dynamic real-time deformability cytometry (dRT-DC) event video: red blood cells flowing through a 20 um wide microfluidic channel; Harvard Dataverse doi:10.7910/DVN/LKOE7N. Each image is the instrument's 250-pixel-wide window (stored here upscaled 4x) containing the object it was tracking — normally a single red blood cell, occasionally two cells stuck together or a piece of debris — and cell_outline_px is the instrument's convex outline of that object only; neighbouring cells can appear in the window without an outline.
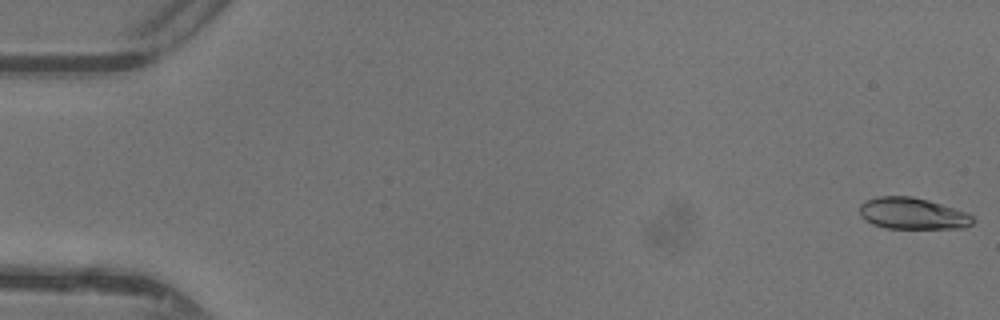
{"species": "common noctule bat (a hibernating species)", "species_latin": "Nyctalus noctula", "temperature_condition": "warm", "stored_images_in_passage": 47, "camera_frame_rate_fps": 3000, "um_per_image_px": 0.085, "animal": {"sex": "female"}, "frame": {"image": 1, "passage_image": 1, "time_ms": 0.0, "image_size_px": [1000, 320], "cell_outline_px": [[976, 220], [972, 224], [964, 228], [888, 228], [872, 224], [864, 220], [860, 216], [860, 204], [868, 200], [880, 196], [912, 196], [928, 200], [968, 212]], "centroid_in_image_um": [77.59, 18.15], "position_along_channel_um": 7.4, "area_um2": 20.87}}
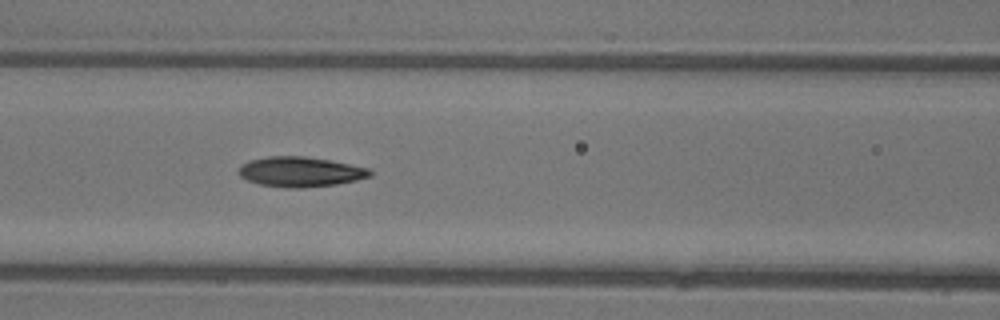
{"frame": {"image": 2, "passage_image": 21, "time_ms": 6.667, "image_size_px": [1000, 320], "cell_outline_px": [[372, 176], [356, 180], [336, 184], [300, 188], [288, 188], [260, 184], [248, 180], [240, 176], [236, 172], [240, 164], [248, 160], [268, 156], [304, 156], [328, 160], [372, 168]], "centroid_in_image_um": [25.51, 14.59], "position_along_channel_um": 141.1, "area_um2": 23.12}}
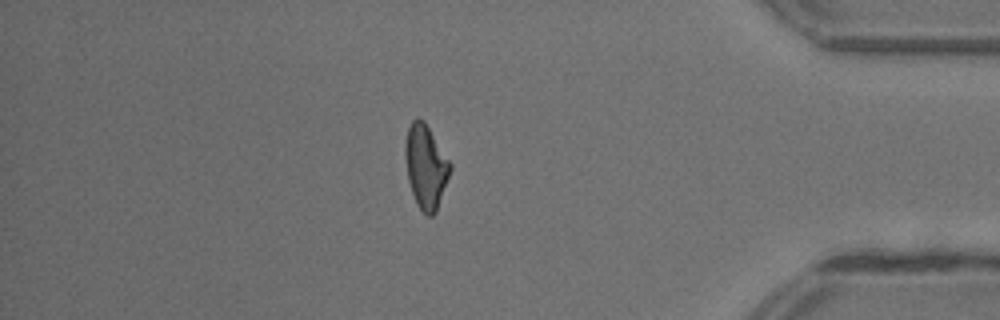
{"frame": {"image": 3, "passage_image": 41, "time_ms": 13.333, "image_size_px": [1000, 320], "cell_outline_px": [[452, 168], [436, 212], [432, 216], [428, 216], [416, 204], [408, 180], [404, 152], [404, 144], [408, 128], [412, 120], [416, 116], [424, 120], [452, 164]], "centroid_in_image_um": [36.18, 14.13], "position_along_channel_um": 399.0, "area_um2": 22.02}, "authors_computed_cell_mechanics": {"area_um2": 21.675, "velocity_mm_per_s": 4.4174, "shape_relaxation_time_tau1_ms": 4.3596, "shape_relaxation_time_tau2_ms": 3.5167, "deformation_change_tau1": 0.1666, "deformation_change_tau2": 0.1167}}